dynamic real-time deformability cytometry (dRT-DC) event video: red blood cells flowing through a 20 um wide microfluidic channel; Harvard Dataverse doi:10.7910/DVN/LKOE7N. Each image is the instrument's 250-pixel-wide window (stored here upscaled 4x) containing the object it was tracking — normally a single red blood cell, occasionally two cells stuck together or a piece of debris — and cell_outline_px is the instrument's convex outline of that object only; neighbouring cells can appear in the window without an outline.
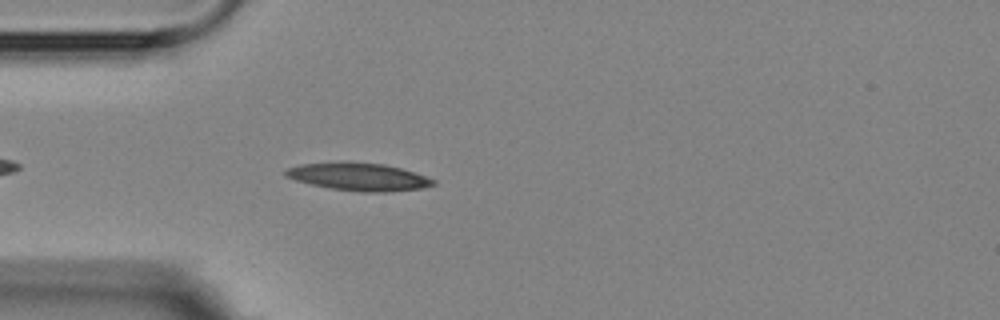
{"species": "Egyptian fruit bat (a non-hibernating species)", "species_latin": "Rousettus aegyptiacus", "temperature_condition": "room temperature", "stored_images_in_passage": 3, "camera_frame_rate_fps": 3000, "um_per_image_px": 0.085, "animal": {"sex": "female"}, "frame": {"image": 1, "passage_image": 3, "time_ms": 2.333, "image_size_px": [1000, 320], "cell_outline_px": [[436, 184], [420, 188], [388, 192], [360, 192], [332, 188], [312, 184], [296, 180], [284, 176], [284, 172], [288, 168], [300, 164], [344, 160], [384, 164], [400, 168], [436, 180]], "centroid_in_image_um": [30.45, 15.0], "position_along_channel_um": 54.6, "area_um2": 23.99}}